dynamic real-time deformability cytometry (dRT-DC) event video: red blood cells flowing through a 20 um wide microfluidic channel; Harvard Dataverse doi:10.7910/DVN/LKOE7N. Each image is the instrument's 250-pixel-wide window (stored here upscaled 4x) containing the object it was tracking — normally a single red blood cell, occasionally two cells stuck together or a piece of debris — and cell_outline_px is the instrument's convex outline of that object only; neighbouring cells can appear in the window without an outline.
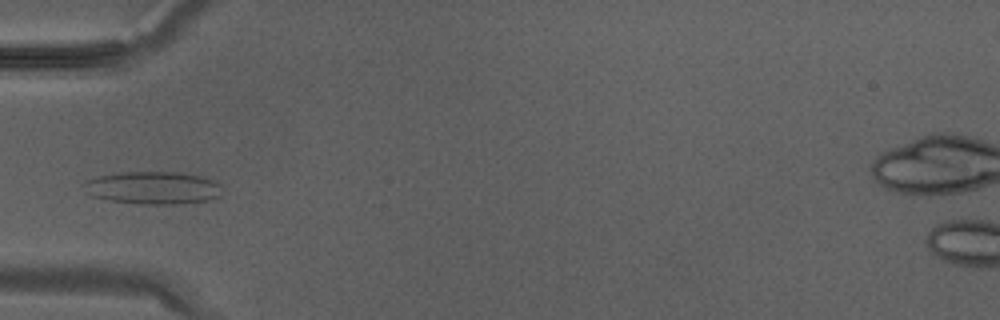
{"species": "Egyptian fruit bat (a non-hibernating species)", "species_latin": "Rousettus aegyptiacus", "temperature_condition": "warm", "stored_images_in_passage": 33, "camera_frame_rate_fps": 3000, "um_per_image_px": 0.085, "animal": {"sex": "male"}, "frame": {"image": 1, "passage_image": 10, "time_ms": 3.0, "image_size_px": [1000, 320], "cell_outline_px": [[220, 196], [208, 200], [180, 204], [140, 204], [108, 200], [92, 196], [84, 192], [80, 184], [84, 180], [100, 176], [124, 172], [176, 172], [200, 176], [212, 180], [220, 184]], "centroid_in_image_um": [12.93, 15.97], "position_along_channel_um": 72.1, "area_um2": 26.47}}